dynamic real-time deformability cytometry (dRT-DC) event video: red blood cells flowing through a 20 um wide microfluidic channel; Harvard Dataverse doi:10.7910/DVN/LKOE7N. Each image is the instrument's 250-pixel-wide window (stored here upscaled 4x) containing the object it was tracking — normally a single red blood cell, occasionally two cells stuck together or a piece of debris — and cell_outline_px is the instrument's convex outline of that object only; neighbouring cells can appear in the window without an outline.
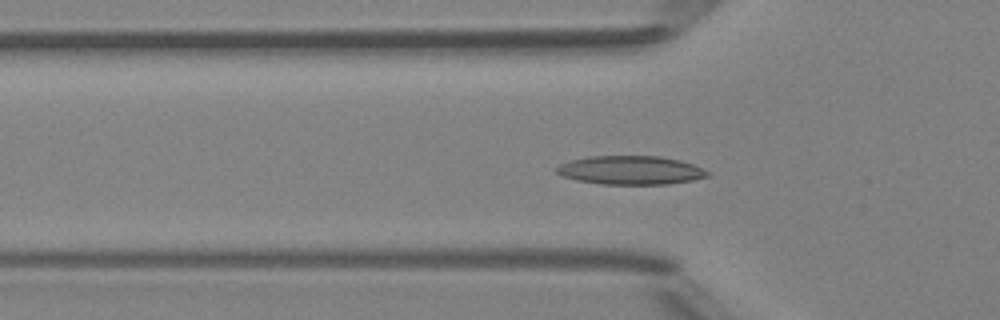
{"species": "Egyptian fruit bat (a non-hibernating species)", "species_latin": "Rousettus aegyptiacus", "temperature_condition": "room temperature", "stored_images_in_passage": 50, "camera_frame_rate_fps": 3000, "um_per_image_px": 0.085, "animal": {"sex": "female"}, "frame": {"image": 1, "passage_image": 17, "time_ms": 5.333, "image_size_px": [1000, 320], "cell_outline_px": [[712, 172], [708, 176], [692, 180], [668, 184], [600, 184], [576, 180], [560, 176], [556, 172], [556, 168], [560, 164], [572, 160], [588, 156], [660, 156], [680, 160], [692, 164]], "centroid_in_image_um": [53.6, 14.47], "position_along_channel_um": 72.2, "area_um2": 25.32}}
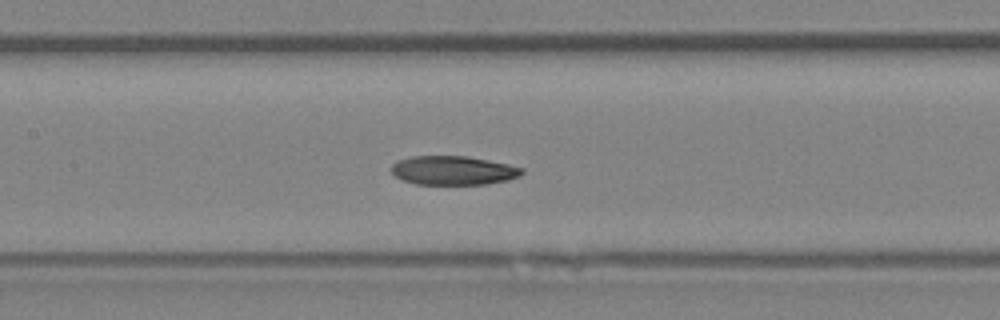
{"frame": {"image": 2, "passage_image": 24, "time_ms": 7.667, "image_size_px": [1000, 320], "cell_outline_px": [[524, 172], [520, 176], [508, 180], [488, 184], [416, 184], [404, 180], [396, 176], [392, 172], [392, 164], [396, 160], [412, 156], [468, 156], [508, 164], [524, 168]], "centroid_in_image_um": [38.55, 14.48], "position_along_channel_um": 168.9, "area_um2": 22.08}}
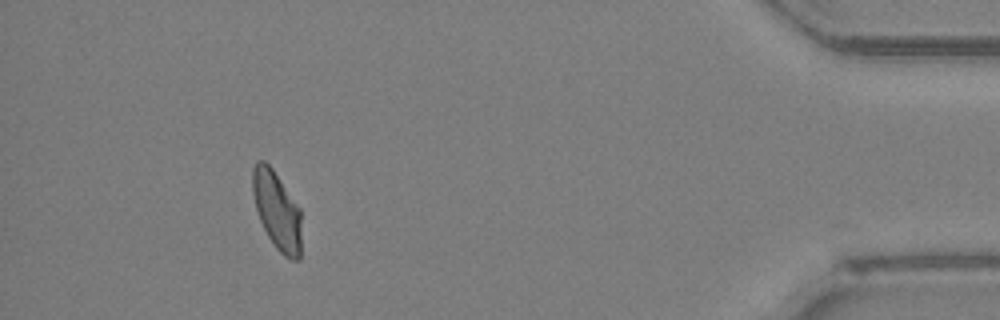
{"frame": {"image": 3, "passage_image": 46, "time_ms": 15.0, "image_size_px": [1000, 320], "cell_outline_px": [[300, 260], [292, 260], [284, 256], [276, 248], [268, 236], [260, 220], [256, 208], [252, 192], [252, 168], [256, 160], [264, 160], [272, 168], [300, 208]], "centroid_in_image_um": [23.52, 17.87], "position_along_channel_um": 411.7, "area_um2": 22.14}}